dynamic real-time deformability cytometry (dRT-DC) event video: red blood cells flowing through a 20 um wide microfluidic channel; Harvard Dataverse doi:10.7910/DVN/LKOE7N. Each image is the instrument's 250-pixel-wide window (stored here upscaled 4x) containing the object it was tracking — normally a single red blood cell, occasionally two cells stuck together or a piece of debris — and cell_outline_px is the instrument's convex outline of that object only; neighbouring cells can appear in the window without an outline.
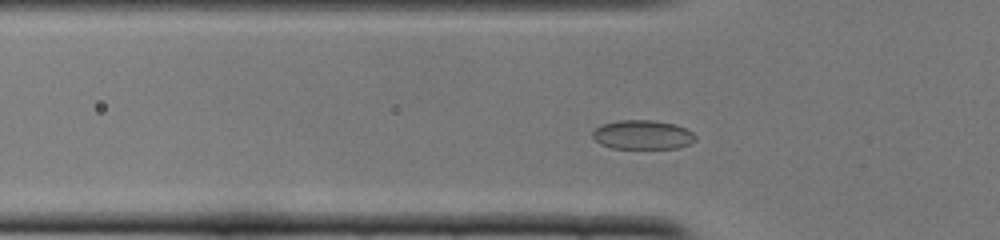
{"species": "common noctule bat (a hibernating species)", "species_latin": "Nyctalus noctula", "temperature_condition": "cold", "stored_images_in_passage": 43, "camera_frame_rate_fps": 3000, "um_per_image_px": 0.085, "animal": {"sex": "female", "body_mass_g": 22.0, "forearm_length_mm": 56.7}, "frame": {"image": 1, "passage_image": 8, "time_ms": 2.333, "image_size_px": [1000, 240], "cell_outline_px": [[696, 140], [688, 144], [676, 148], [612, 148], [600, 144], [592, 136], [592, 132], [600, 124], [620, 120], [652, 120], [676, 124], [692, 132], [696, 136]], "centroid_in_image_um": [54.6, 11.45], "position_along_channel_um": 71.2, "area_um2": 17.46}}
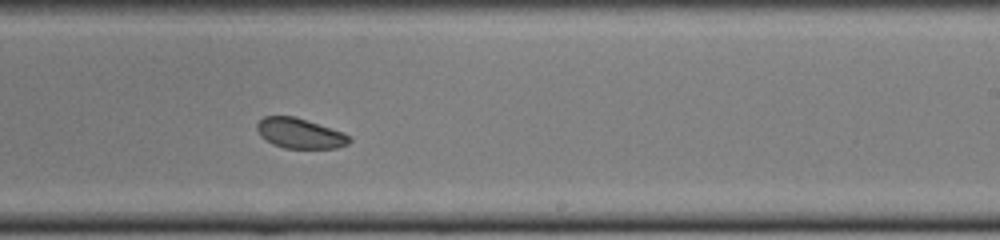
{"frame": {"image": 2, "passage_image": 23, "time_ms": 7.333, "image_size_px": [1000, 240], "cell_outline_px": [[352, 140], [348, 144], [336, 148], [284, 148], [272, 144], [264, 140], [260, 136], [256, 128], [256, 124], [264, 116], [296, 116], [344, 132]], "centroid_in_image_um": [25.47, 11.33], "position_along_channel_um": 263.5, "area_um2": 16.42}}
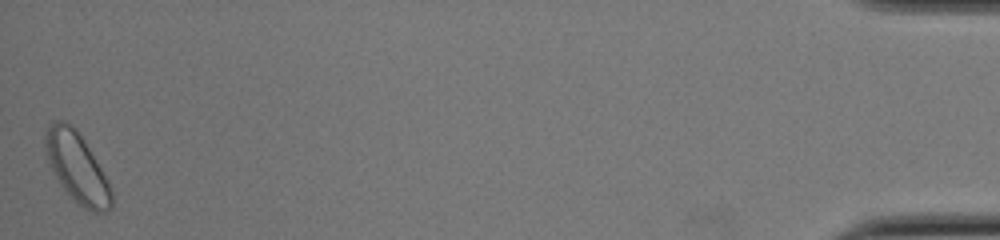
{"frame": {"image": 3, "passage_image": 43, "time_ms": 14.0, "image_size_px": [1000, 240], "cell_outline_px": [[112, 208], [104, 212], [92, 212], [84, 208], [60, 184], [52, 168], [44, 144], [44, 140], [48, 124], [56, 120], [64, 120], [76, 128], [84, 140], [112, 188]], "centroid_in_image_um": [6.56, 14.22], "position_along_channel_um": 428.6, "area_um2": 26.36}, "authors_computed_cell_mechanics": {"area_um2": 17.2822, "velocity_mm_per_s": 3.8493, "shape_relaxation_time_tau1_ms": 2.7371, "shape_relaxation_time_tau2_ms": null, "deformation_change_tau1": 0.0345, "deformation_change_tau2": null}}